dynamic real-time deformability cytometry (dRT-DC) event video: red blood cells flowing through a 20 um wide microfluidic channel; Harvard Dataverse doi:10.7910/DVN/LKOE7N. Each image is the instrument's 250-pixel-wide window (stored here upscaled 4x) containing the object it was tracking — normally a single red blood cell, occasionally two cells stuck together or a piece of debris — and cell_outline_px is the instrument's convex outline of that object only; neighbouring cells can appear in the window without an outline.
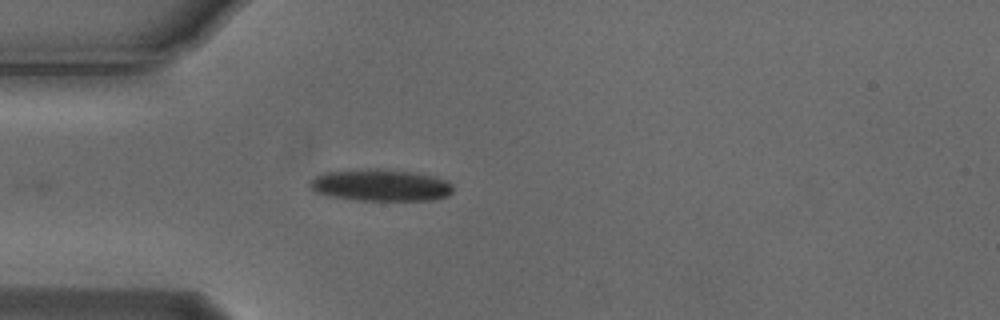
{"species": "Egyptian fruit bat (a non-hibernating species)", "species_latin": "Rousettus aegyptiacus", "temperature_condition": "cold", "stored_images_in_passage": 5, "camera_frame_rate_fps": 3000, "um_per_image_px": 0.085, "animal": {"sex": "male"}, "frame": {"image": 1, "passage_image": 5, "time_ms": 1.333, "image_size_px": [1000, 320], "cell_outline_px": [[452, 192], [448, 196], [432, 200], [356, 200], [328, 196], [316, 192], [308, 184], [308, 180], [324, 172], [368, 168], [384, 168], [412, 172], [432, 176], [444, 180], [452, 184]], "centroid_in_image_um": [32.31, 15.73], "position_along_channel_um": 52.7, "area_um2": 26.76}}